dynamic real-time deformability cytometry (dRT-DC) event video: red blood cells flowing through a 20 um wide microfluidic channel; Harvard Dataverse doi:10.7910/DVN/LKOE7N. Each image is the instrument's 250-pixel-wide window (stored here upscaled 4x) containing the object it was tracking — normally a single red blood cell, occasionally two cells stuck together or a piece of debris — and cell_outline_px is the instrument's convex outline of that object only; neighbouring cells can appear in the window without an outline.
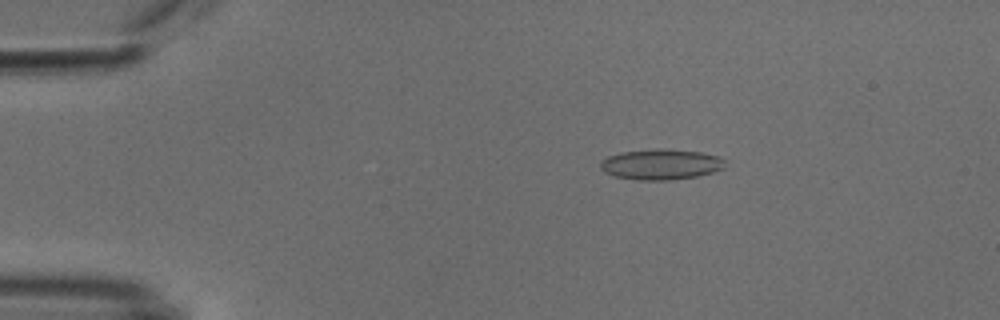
{"species": "common noctule bat (a hibernating species)", "species_latin": "Nyctalus noctula", "temperature_condition": "cold", "stored_images_in_passage": 47, "camera_frame_rate_fps": 3000, "um_per_image_px": 0.085, "animal": {"sex": "male", "body_mass_g": 18.8}, "frame": {"image": 1, "passage_image": 4, "time_ms": 1.0, "image_size_px": [1000, 320], "cell_outline_px": [[724, 168], [712, 172], [696, 176], [672, 180], [636, 180], [616, 176], [604, 172], [600, 168], [600, 164], [608, 156], [620, 152], [656, 148], [660, 148], [700, 152], [716, 156], [724, 160]], "centroid_in_image_um": [56.15, 13.97], "position_along_channel_um": 28.8, "area_um2": 22.08}}
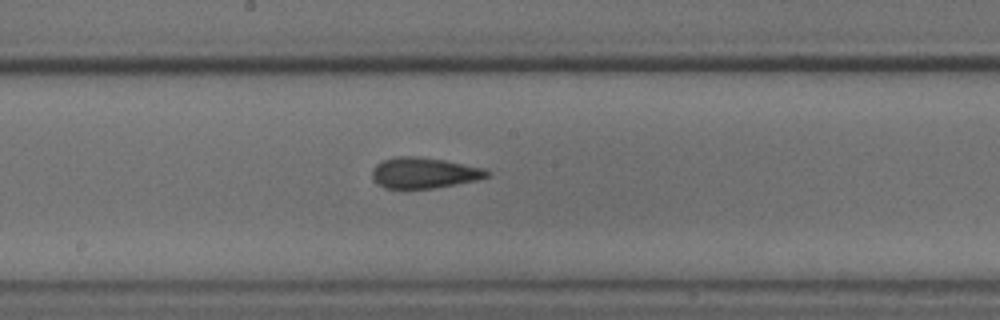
{"frame": {"image": 2, "passage_image": 23, "time_ms": 7.333, "image_size_px": [1000, 320], "cell_outline_px": [[492, 176], [476, 180], [456, 184], [432, 188], [384, 188], [372, 180], [372, 172], [376, 164], [384, 160], [396, 156], [420, 156], [444, 160], [484, 168], [492, 172]], "centroid_in_image_um": [36.06, 14.69], "position_along_channel_um": 212.1, "area_um2": 20.69}}
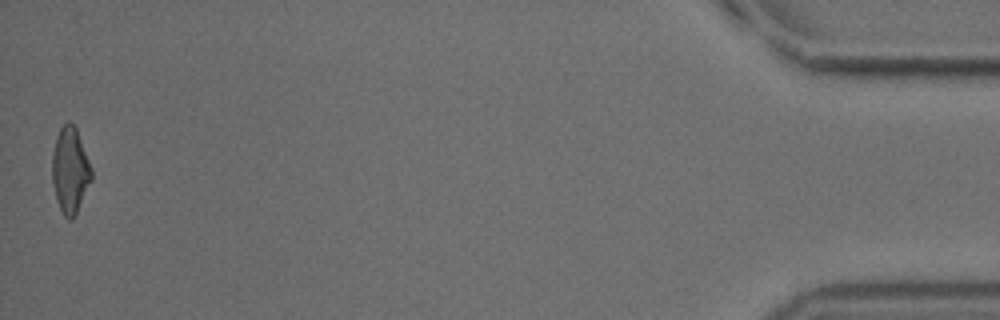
{"frame": {"image": 3, "passage_image": 47, "time_ms": 15.333, "image_size_px": [1000, 320], "cell_outline_px": [[92, 180], [72, 220], [68, 220], [64, 216], [56, 200], [52, 184], [52, 152], [56, 136], [60, 128], [68, 120], [76, 128], [92, 168]], "centroid_in_image_um": [5.95, 14.47], "position_along_channel_um": 429.3, "area_um2": 19.71}, "authors_computed_cell_mechanics": {"area_um2": 20.5768, "velocity_mm_per_s": 3.8213, "shape_relaxation_time_tau1_ms": 4.01, "shape_relaxation_time_tau2_ms": 2.3527, "deformation_change_tau1": 0.1421, "deformation_change_tau2": 0.0916}}